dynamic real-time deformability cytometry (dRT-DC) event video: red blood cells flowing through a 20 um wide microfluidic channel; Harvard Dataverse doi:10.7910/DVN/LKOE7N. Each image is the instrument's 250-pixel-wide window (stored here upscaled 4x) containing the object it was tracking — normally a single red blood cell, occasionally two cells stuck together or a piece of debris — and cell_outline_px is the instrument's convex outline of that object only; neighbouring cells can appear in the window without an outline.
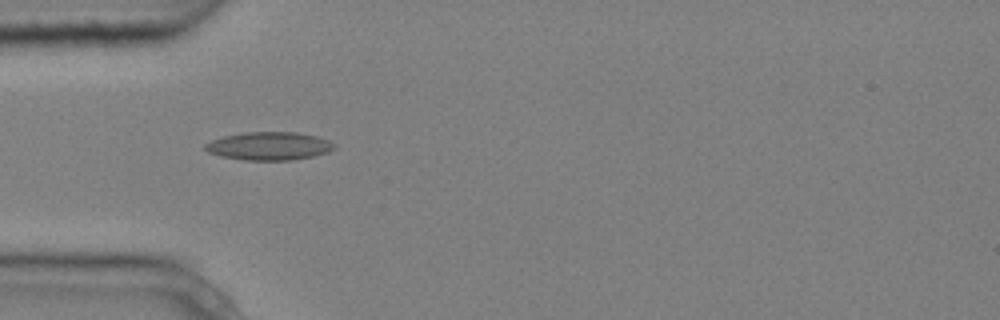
{"species": "common noctule bat (a hibernating species)", "species_latin": "Nyctalus noctula", "temperature_condition": "cold", "stored_images_in_passage": 1, "camera_frame_rate_fps": 3000, "um_per_image_px": 0.085, "animal": {"sex": "male", "body_mass_g": 20.4}, "frame": {"image": 1, "passage_image": 1, "time_ms": 0.0, "image_size_px": [1000, 320], "cell_outline_px": [[336, 148], [328, 152], [312, 156], [292, 160], [244, 160], [220, 156], [208, 152], [204, 148], [204, 144], [212, 140], [224, 136], [244, 132], [296, 132], [316, 136], [328, 140], [336, 144]], "centroid_in_image_um": [22.87, 12.41], "position_along_channel_um": 62.1, "area_um2": 21.21}}